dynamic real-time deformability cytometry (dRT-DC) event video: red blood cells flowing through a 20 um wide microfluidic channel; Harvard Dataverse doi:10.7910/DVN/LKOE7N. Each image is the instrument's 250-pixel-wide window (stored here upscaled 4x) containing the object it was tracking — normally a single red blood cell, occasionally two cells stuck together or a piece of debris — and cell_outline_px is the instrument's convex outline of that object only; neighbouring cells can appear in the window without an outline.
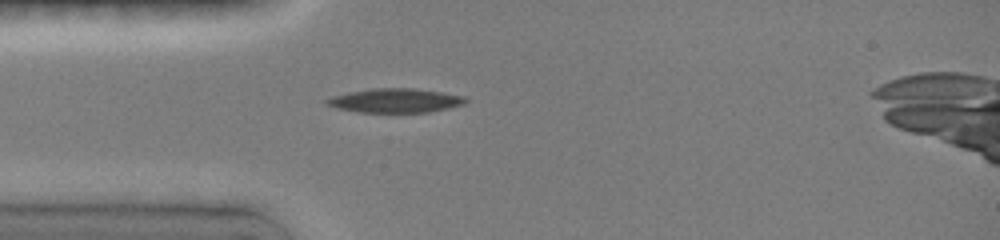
{"species": "common noctule bat (a hibernating species)", "species_latin": "Nyctalus noctula", "temperature_condition": "room temperature", "stored_images_in_passage": 30, "camera_frame_rate_fps": 3000, "um_per_image_px": 0.085, "animal": {"sex": "female", "body_mass_g": 19.0, "forearm_length_mm": 51.5}, "frame": {"image": 1, "passage_image": 4, "time_ms": 1.333, "image_size_px": [1000, 240], "cell_outline_px": [[468, 100], [464, 104], [448, 108], [428, 112], [356, 112], [336, 108], [324, 104], [324, 100], [332, 96], [348, 92], [372, 88], [412, 88], [440, 92], [464, 96]], "centroid_in_image_um": [33.54, 8.55], "position_along_channel_um": 51.5, "area_um2": 19.54}}
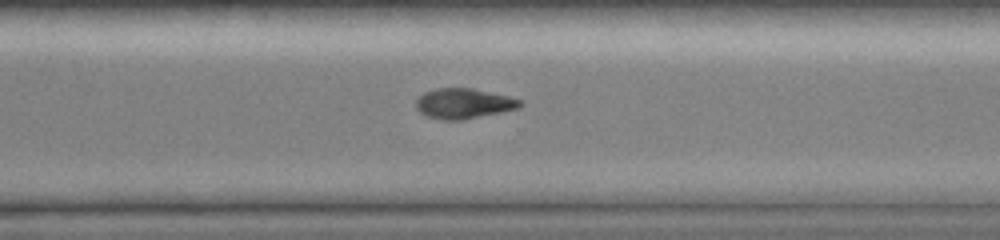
{"frame": {"image": 2, "passage_image": 18, "time_ms": 8.333, "image_size_px": [1000, 240], "cell_outline_px": [[524, 104], [520, 108], [464, 120], [444, 120], [428, 116], [420, 112], [416, 108], [416, 100], [424, 92], [436, 88], [472, 88], [508, 96], [520, 100]], "centroid_in_image_um": [39.42, 8.8], "position_along_channel_um": 331.2, "area_um2": 18.32}}
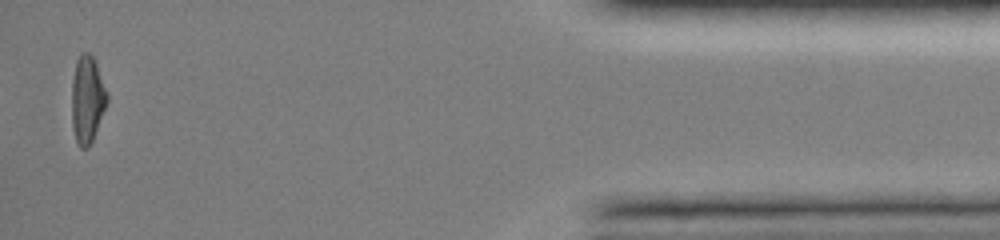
{"frame": {"image": 3, "passage_image": 28, "time_ms": 12.333, "image_size_px": [1000, 240], "cell_outline_px": [[108, 100], [92, 140], [88, 148], [80, 148], [76, 144], [72, 128], [72, 80], [76, 60], [80, 52], [88, 52], [92, 56], [96, 64], [108, 92]], "centroid_in_image_um": [7.4, 8.45], "position_along_channel_um": 427.8, "area_um2": 18.03}, "authors_computed_cell_mechanics": {"area_um2": 18.9295, "velocity_mm_per_s": 4.0586, "shape_relaxation_time_tau1_ms": 2.5532, "shape_relaxation_time_tau2_ms": null, "deformation_change_tau1": 0.1396, "deformation_change_tau2": null}}